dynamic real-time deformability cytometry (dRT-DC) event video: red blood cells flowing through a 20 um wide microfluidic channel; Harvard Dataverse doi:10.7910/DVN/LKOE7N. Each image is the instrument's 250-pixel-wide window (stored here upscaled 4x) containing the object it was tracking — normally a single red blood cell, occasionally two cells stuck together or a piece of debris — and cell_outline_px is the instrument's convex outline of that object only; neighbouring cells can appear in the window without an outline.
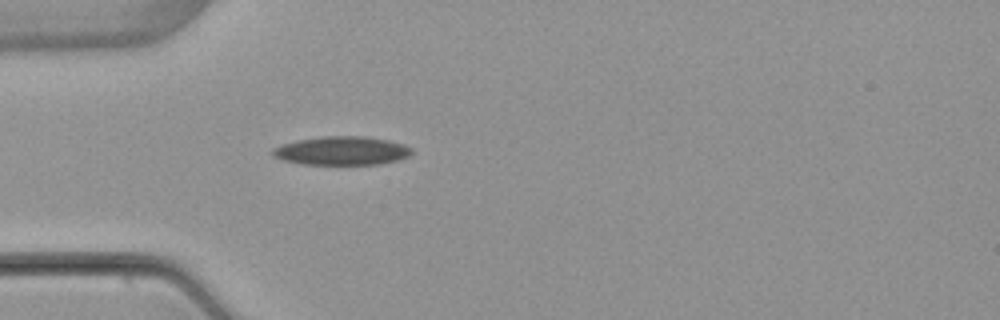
{"species": "common noctule bat (a hibernating species)", "species_latin": "Nyctalus noctula", "temperature_condition": "warm", "stored_images_in_passage": 1, "camera_frame_rate_fps": 3000, "um_per_image_px": 0.085, "animal": {"sex": "female", "body_mass_g": 22.7, "forearm_length_mm": 54.2}, "frame": {"image": 1, "passage_image": 1, "time_ms": 0.0, "image_size_px": [1000, 320], "cell_outline_px": [[412, 152], [408, 156], [396, 160], [380, 164], [300, 164], [284, 160], [272, 156], [272, 148], [280, 144], [296, 140], [320, 136], [364, 136], [388, 140], [404, 144], [412, 148]], "centroid_in_image_um": [29.01, 12.8], "position_along_channel_um": 56.0, "area_um2": 23.29}}